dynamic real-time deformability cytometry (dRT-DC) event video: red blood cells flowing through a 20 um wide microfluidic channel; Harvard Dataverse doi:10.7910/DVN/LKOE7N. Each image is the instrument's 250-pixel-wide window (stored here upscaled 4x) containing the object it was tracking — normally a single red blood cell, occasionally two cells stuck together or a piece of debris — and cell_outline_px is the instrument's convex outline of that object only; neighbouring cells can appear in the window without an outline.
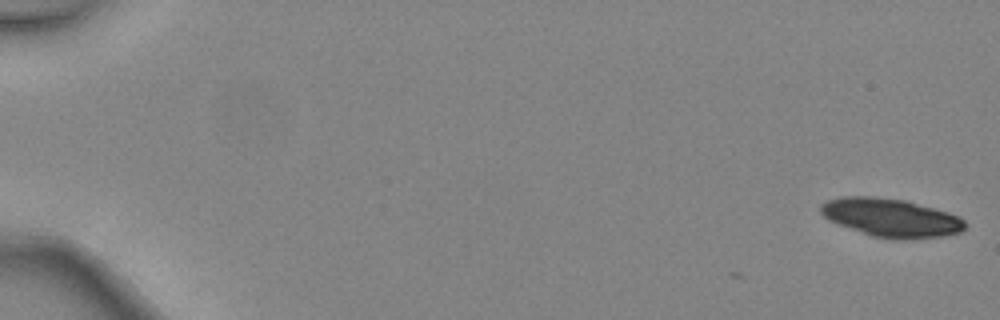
{"species": "common noctule bat (a hibernating species)", "species_latin": "Nyctalus noctula", "temperature_condition": "warm", "stored_images_in_passage": 4, "camera_frame_rate_fps": 3000, "um_per_image_px": 0.085, "animal": {"sex": "female", "body_mass_g": 24.6, "forearm_length_mm": 56.2}, "frame": {"image": 1, "passage_image": 1, "time_ms": 0.0, "image_size_px": [1000, 320], "cell_outline_px": [[968, 224], [960, 232], [944, 236], [904, 240], [896, 240], [872, 236], [828, 220], [820, 212], [820, 204], [828, 200], [840, 196], [872, 196], [904, 200], [948, 212], [960, 216]], "centroid_in_image_um": [75.74, 18.51], "position_along_channel_um": 9.3, "area_um2": 32.43}}